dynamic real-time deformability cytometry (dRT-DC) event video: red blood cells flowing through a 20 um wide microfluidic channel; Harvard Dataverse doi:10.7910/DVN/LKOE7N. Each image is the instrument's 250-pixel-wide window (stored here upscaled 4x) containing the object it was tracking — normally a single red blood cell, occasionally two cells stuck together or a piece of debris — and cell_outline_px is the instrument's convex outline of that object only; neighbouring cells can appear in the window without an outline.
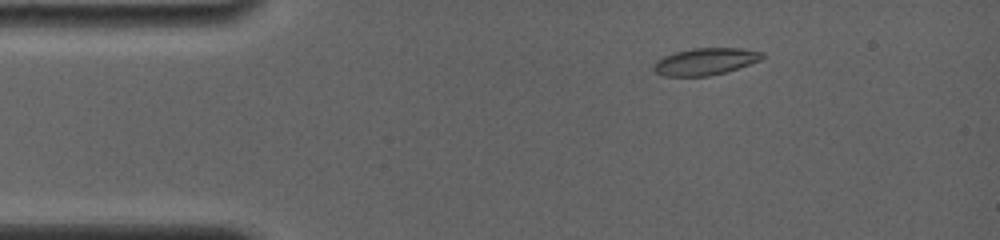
{"species": "common noctule bat (a hibernating species)", "species_latin": "Nyctalus noctula", "temperature_condition": "room temperature", "stored_images_in_passage": 8, "camera_frame_rate_fps": 4000, "um_per_image_px": 0.085, "animal": {"sex": "female", "body_mass_g": 19.0, "forearm_length_mm": 56.7}, "frame": {"image": 1, "passage_image": 3, "time_ms": 2.0, "image_size_px": [1000, 240], "cell_outline_px": [[764, 56], [760, 60], [724, 72], [708, 76], [664, 76], [656, 72], [652, 68], [652, 64], [656, 60], [664, 56], [676, 52], [692, 48], [740, 48], [764, 52]], "centroid_in_image_um": [59.91, 5.22], "position_along_channel_um": 25.1, "area_um2": 16.94}}
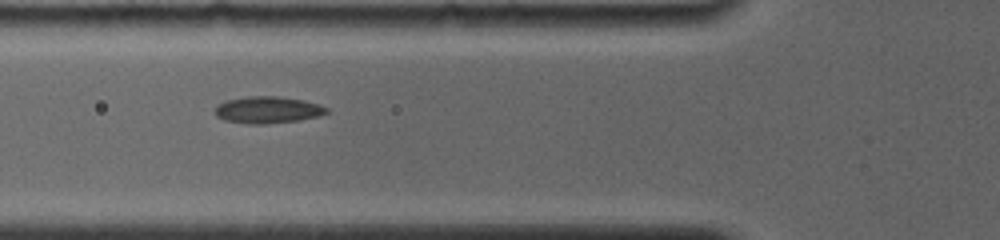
{"frame": {"image": 2, "passage_image": 7, "time_ms": 5.5, "image_size_px": [1000, 240], "cell_outline_px": [[328, 112], [320, 116], [300, 120], [264, 124], [248, 124], [224, 120], [216, 116], [212, 112], [216, 104], [228, 100], [248, 96], [276, 96], [304, 100], [328, 108]], "centroid_in_image_um": [22.7, 9.34], "position_along_channel_um": 103.1, "area_um2": 17.57}}
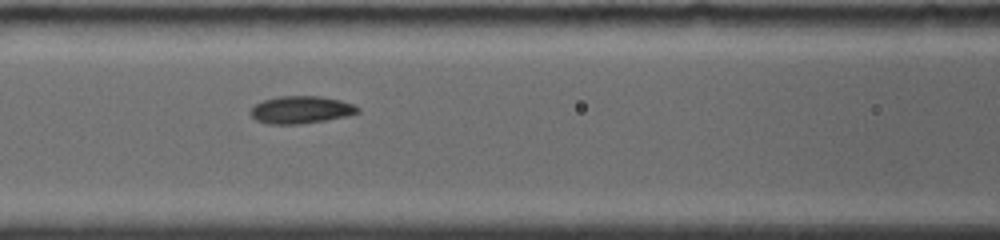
{"frame": {"image": 3, "passage_image": 8, "time_ms": 6.5, "image_size_px": [1000, 240], "cell_outline_px": [[360, 112], [348, 116], [300, 124], [268, 124], [256, 120], [248, 112], [256, 104], [264, 100], [280, 96], [320, 96], [340, 100], [352, 104], [360, 108]], "centroid_in_image_um": [25.58, 9.33], "position_along_channel_um": 141.0, "area_um2": 17.11}}